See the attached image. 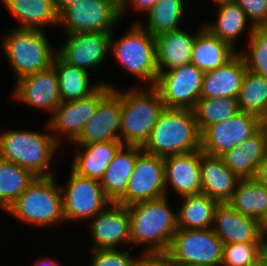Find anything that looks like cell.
I'll return each instance as SVG.
<instances>
[{"label": "cell", "instance_id": "cell-15", "mask_svg": "<svg viewBox=\"0 0 267 266\" xmlns=\"http://www.w3.org/2000/svg\"><path fill=\"white\" fill-rule=\"evenodd\" d=\"M110 32L66 33L57 54L68 64L87 70L102 65L110 50Z\"/></svg>", "mask_w": 267, "mask_h": 266}, {"label": "cell", "instance_id": "cell-51", "mask_svg": "<svg viewBox=\"0 0 267 266\" xmlns=\"http://www.w3.org/2000/svg\"><path fill=\"white\" fill-rule=\"evenodd\" d=\"M171 266H191V265H185L178 262L171 261Z\"/></svg>", "mask_w": 267, "mask_h": 266}, {"label": "cell", "instance_id": "cell-23", "mask_svg": "<svg viewBox=\"0 0 267 266\" xmlns=\"http://www.w3.org/2000/svg\"><path fill=\"white\" fill-rule=\"evenodd\" d=\"M196 34H188L182 29L165 32L155 36L156 62L159 72L191 63V54Z\"/></svg>", "mask_w": 267, "mask_h": 266}, {"label": "cell", "instance_id": "cell-7", "mask_svg": "<svg viewBox=\"0 0 267 266\" xmlns=\"http://www.w3.org/2000/svg\"><path fill=\"white\" fill-rule=\"evenodd\" d=\"M128 32L118 40L110 35V49L113 55L130 74H134L140 81H147L149 86H155L158 78L156 62L155 37L134 22ZM142 79V80H141Z\"/></svg>", "mask_w": 267, "mask_h": 266}, {"label": "cell", "instance_id": "cell-29", "mask_svg": "<svg viewBox=\"0 0 267 266\" xmlns=\"http://www.w3.org/2000/svg\"><path fill=\"white\" fill-rule=\"evenodd\" d=\"M52 66L58 77L61 102L88 97L102 85L100 82L91 86L87 70L68 64L58 54Z\"/></svg>", "mask_w": 267, "mask_h": 266}, {"label": "cell", "instance_id": "cell-26", "mask_svg": "<svg viewBox=\"0 0 267 266\" xmlns=\"http://www.w3.org/2000/svg\"><path fill=\"white\" fill-rule=\"evenodd\" d=\"M74 156L71 169L78 175L101 180L117 151L123 146L120 140L96 142L85 145Z\"/></svg>", "mask_w": 267, "mask_h": 266}, {"label": "cell", "instance_id": "cell-47", "mask_svg": "<svg viewBox=\"0 0 267 266\" xmlns=\"http://www.w3.org/2000/svg\"><path fill=\"white\" fill-rule=\"evenodd\" d=\"M260 228L263 233V235L267 238V213L263 217V219L260 221Z\"/></svg>", "mask_w": 267, "mask_h": 266}, {"label": "cell", "instance_id": "cell-50", "mask_svg": "<svg viewBox=\"0 0 267 266\" xmlns=\"http://www.w3.org/2000/svg\"><path fill=\"white\" fill-rule=\"evenodd\" d=\"M259 264L261 266H267V253L260 259Z\"/></svg>", "mask_w": 267, "mask_h": 266}, {"label": "cell", "instance_id": "cell-1", "mask_svg": "<svg viewBox=\"0 0 267 266\" xmlns=\"http://www.w3.org/2000/svg\"><path fill=\"white\" fill-rule=\"evenodd\" d=\"M142 149L161 157L200 150L201 133L193 110L165 108Z\"/></svg>", "mask_w": 267, "mask_h": 266}, {"label": "cell", "instance_id": "cell-14", "mask_svg": "<svg viewBox=\"0 0 267 266\" xmlns=\"http://www.w3.org/2000/svg\"><path fill=\"white\" fill-rule=\"evenodd\" d=\"M113 86L103 83L90 96L75 101L61 102L52 113L48 129L68 135L74 142L84 129L85 124L95 115L99 101L111 90Z\"/></svg>", "mask_w": 267, "mask_h": 266}, {"label": "cell", "instance_id": "cell-39", "mask_svg": "<svg viewBox=\"0 0 267 266\" xmlns=\"http://www.w3.org/2000/svg\"><path fill=\"white\" fill-rule=\"evenodd\" d=\"M93 259L90 266H134L135 257L128 251L118 249H92Z\"/></svg>", "mask_w": 267, "mask_h": 266}, {"label": "cell", "instance_id": "cell-40", "mask_svg": "<svg viewBox=\"0 0 267 266\" xmlns=\"http://www.w3.org/2000/svg\"><path fill=\"white\" fill-rule=\"evenodd\" d=\"M254 27H267V0H236Z\"/></svg>", "mask_w": 267, "mask_h": 266}, {"label": "cell", "instance_id": "cell-31", "mask_svg": "<svg viewBox=\"0 0 267 266\" xmlns=\"http://www.w3.org/2000/svg\"><path fill=\"white\" fill-rule=\"evenodd\" d=\"M183 202L177 213L178 228L208 229L212 228L216 207L219 203L203 193L181 197Z\"/></svg>", "mask_w": 267, "mask_h": 266}, {"label": "cell", "instance_id": "cell-2", "mask_svg": "<svg viewBox=\"0 0 267 266\" xmlns=\"http://www.w3.org/2000/svg\"><path fill=\"white\" fill-rule=\"evenodd\" d=\"M167 196L128 206L131 243H146L144 252H163L169 249L178 229L177 213L168 205Z\"/></svg>", "mask_w": 267, "mask_h": 266}, {"label": "cell", "instance_id": "cell-42", "mask_svg": "<svg viewBox=\"0 0 267 266\" xmlns=\"http://www.w3.org/2000/svg\"><path fill=\"white\" fill-rule=\"evenodd\" d=\"M157 1L158 0H126L125 4L120 8L121 18L129 5L137 9L136 11L140 10L141 12L147 13Z\"/></svg>", "mask_w": 267, "mask_h": 266}, {"label": "cell", "instance_id": "cell-18", "mask_svg": "<svg viewBox=\"0 0 267 266\" xmlns=\"http://www.w3.org/2000/svg\"><path fill=\"white\" fill-rule=\"evenodd\" d=\"M14 96L37 109L54 112L61 103L56 71L49 68L26 75L16 81Z\"/></svg>", "mask_w": 267, "mask_h": 266}, {"label": "cell", "instance_id": "cell-28", "mask_svg": "<svg viewBox=\"0 0 267 266\" xmlns=\"http://www.w3.org/2000/svg\"><path fill=\"white\" fill-rule=\"evenodd\" d=\"M2 1L21 24L18 28L43 30L45 25L56 26L59 23V14L53 0Z\"/></svg>", "mask_w": 267, "mask_h": 266}, {"label": "cell", "instance_id": "cell-9", "mask_svg": "<svg viewBox=\"0 0 267 266\" xmlns=\"http://www.w3.org/2000/svg\"><path fill=\"white\" fill-rule=\"evenodd\" d=\"M120 20V8L110 0H81L59 14L58 25L64 26L66 33H111Z\"/></svg>", "mask_w": 267, "mask_h": 266}, {"label": "cell", "instance_id": "cell-36", "mask_svg": "<svg viewBox=\"0 0 267 266\" xmlns=\"http://www.w3.org/2000/svg\"><path fill=\"white\" fill-rule=\"evenodd\" d=\"M192 110L200 133L240 111L238 99L231 97L199 98Z\"/></svg>", "mask_w": 267, "mask_h": 266}, {"label": "cell", "instance_id": "cell-46", "mask_svg": "<svg viewBox=\"0 0 267 266\" xmlns=\"http://www.w3.org/2000/svg\"><path fill=\"white\" fill-rule=\"evenodd\" d=\"M35 266H59V264H57L55 261H53L52 259L50 260H39Z\"/></svg>", "mask_w": 267, "mask_h": 266}, {"label": "cell", "instance_id": "cell-27", "mask_svg": "<svg viewBox=\"0 0 267 266\" xmlns=\"http://www.w3.org/2000/svg\"><path fill=\"white\" fill-rule=\"evenodd\" d=\"M237 53L229 44L212 35L204 27L195 36L191 63L200 71L208 72L225 65Z\"/></svg>", "mask_w": 267, "mask_h": 266}, {"label": "cell", "instance_id": "cell-35", "mask_svg": "<svg viewBox=\"0 0 267 266\" xmlns=\"http://www.w3.org/2000/svg\"><path fill=\"white\" fill-rule=\"evenodd\" d=\"M183 0H158L147 12L148 23L144 26L137 22L143 29L149 31L154 37L165 32L180 29L178 26L184 11Z\"/></svg>", "mask_w": 267, "mask_h": 266}, {"label": "cell", "instance_id": "cell-43", "mask_svg": "<svg viewBox=\"0 0 267 266\" xmlns=\"http://www.w3.org/2000/svg\"><path fill=\"white\" fill-rule=\"evenodd\" d=\"M254 179L267 187V156L262 160V162L258 165Z\"/></svg>", "mask_w": 267, "mask_h": 266}, {"label": "cell", "instance_id": "cell-44", "mask_svg": "<svg viewBox=\"0 0 267 266\" xmlns=\"http://www.w3.org/2000/svg\"><path fill=\"white\" fill-rule=\"evenodd\" d=\"M55 3L56 10L60 14L65 8L70 5L76 4L81 0H53Z\"/></svg>", "mask_w": 267, "mask_h": 266}, {"label": "cell", "instance_id": "cell-25", "mask_svg": "<svg viewBox=\"0 0 267 266\" xmlns=\"http://www.w3.org/2000/svg\"><path fill=\"white\" fill-rule=\"evenodd\" d=\"M142 151L140 146L123 145L108 165L100 183L111 202H116L125 193L137 157Z\"/></svg>", "mask_w": 267, "mask_h": 266}, {"label": "cell", "instance_id": "cell-37", "mask_svg": "<svg viewBox=\"0 0 267 266\" xmlns=\"http://www.w3.org/2000/svg\"><path fill=\"white\" fill-rule=\"evenodd\" d=\"M267 253V242L223 245L221 266H254Z\"/></svg>", "mask_w": 267, "mask_h": 266}, {"label": "cell", "instance_id": "cell-30", "mask_svg": "<svg viewBox=\"0 0 267 266\" xmlns=\"http://www.w3.org/2000/svg\"><path fill=\"white\" fill-rule=\"evenodd\" d=\"M228 204L238 213L260 222L267 213V187L254 178L240 179Z\"/></svg>", "mask_w": 267, "mask_h": 266}, {"label": "cell", "instance_id": "cell-4", "mask_svg": "<svg viewBox=\"0 0 267 266\" xmlns=\"http://www.w3.org/2000/svg\"><path fill=\"white\" fill-rule=\"evenodd\" d=\"M57 136L26 130H8L0 134V158L28 169L36 177H51L47 169L57 148Z\"/></svg>", "mask_w": 267, "mask_h": 266}, {"label": "cell", "instance_id": "cell-20", "mask_svg": "<svg viewBox=\"0 0 267 266\" xmlns=\"http://www.w3.org/2000/svg\"><path fill=\"white\" fill-rule=\"evenodd\" d=\"M201 149L164 157L165 189L171 187L184 197L201 193Z\"/></svg>", "mask_w": 267, "mask_h": 266}, {"label": "cell", "instance_id": "cell-22", "mask_svg": "<svg viewBox=\"0 0 267 266\" xmlns=\"http://www.w3.org/2000/svg\"><path fill=\"white\" fill-rule=\"evenodd\" d=\"M247 68L237 53L225 65L204 72L200 98L231 97L238 99Z\"/></svg>", "mask_w": 267, "mask_h": 266}, {"label": "cell", "instance_id": "cell-45", "mask_svg": "<svg viewBox=\"0 0 267 266\" xmlns=\"http://www.w3.org/2000/svg\"><path fill=\"white\" fill-rule=\"evenodd\" d=\"M260 129L263 131L265 136L266 152H267V117L261 119Z\"/></svg>", "mask_w": 267, "mask_h": 266}, {"label": "cell", "instance_id": "cell-5", "mask_svg": "<svg viewBox=\"0 0 267 266\" xmlns=\"http://www.w3.org/2000/svg\"><path fill=\"white\" fill-rule=\"evenodd\" d=\"M58 187L54 176L36 177L6 212L25 223L44 228L65 221Z\"/></svg>", "mask_w": 267, "mask_h": 266}, {"label": "cell", "instance_id": "cell-13", "mask_svg": "<svg viewBox=\"0 0 267 266\" xmlns=\"http://www.w3.org/2000/svg\"><path fill=\"white\" fill-rule=\"evenodd\" d=\"M70 174L66 190L61 188L66 221L92 219L111 203L99 180L80 176L72 169Z\"/></svg>", "mask_w": 267, "mask_h": 266}, {"label": "cell", "instance_id": "cell-3", "mask_svg": "<svg viewBox=\"0 0 267 266\" xmlns=\"http://www.w3.org/2000/svg\"><path fill=\"white\" fill-rule=\"evenodd\" d=\"M118 92L122 97L120 141L124 146L143 147L165 110V104L154 86Z\"/></svg>", "mask_w": 267, "mask_h": 266}, {"label": "cell", "instance_id": "cell-11", "mask_svg": "<svg viewBox=\"0 0 267 266\" xmlns=\"http://www.w3.org/2000/svg\"><path fill=\"white\" fill-rule=\"evenodd\" d=\"M204 72L192 63L159 72L155 84L166 108L193 109L200 98Z\"/></svg>", "mask_w": 267, "mask_h": 266}, {"label": "cell", "instance_id": "cell-33", "mask_svg": "<svg viewBox=\"0 0 267 266\" xmlns=\"http://www.w3.org/2000/svg\"><path fill=\"white\" fill-rule=\"evenodd\" d=\"M218 12V21L206 23L204 27L234 49L236 38L244 33L248 18L237 3L222 4L218 6Z\"/></svg>", "mask_w": 267, "mask_h": 266}, {"label": "cell", "instance_id": "cell-32", "mask_svg": "<svg viewBox=\"0 0 267 266\" xmlns=\"http://www.w3.org/2000/svg\"><path fill=\"white\" fill-rule=\"evenodd\" d=\"M35 178L28 169L0 158V208L7 211Z\"/></svg>", "mask_w": 267, "mask_h": 266}, {"label": "cell", "instance_id": "cell-19", "mask_svg": "<svg viewBox=\"0 0 267 266\" xmlns=\"http://www.w3.org/2000/svg\"><path fill=\"white\" fill-rule=\"evenodd\" d=\"M223 245L230 243L267 242L260 222L238 213L228 203L219 204L211 228Z\"/></svg>", "mask_w": 267, "mask_h": 266}, {"label": "cell", "instance_id": "cell-16", "mask_svg": "<svg viewBox=\"0 0 267 266\" xmlns=\"http://www.w3.org/2000/svg\"><path fill=\"white\" fill-rule=\"evenodd\" d=\"M122 97L117 89H111L98 103L95 115L85 124L75 145L120 140Z\"/></svg>", "mask_w": 267, "mask_h": 266}, {"label": "cell", "instance_id": "cell-49", "mask_svg": "<svg viewBox=\"0 0 267 266\" xmlns=\"http://www.w3.org/2000/svg\"><path fill=\"white\" fill-rule=\"evenodd\" d=\"M110 1L113 2L118 8H121L126 2V0H110Z\"/></svg>", "mask_w": 267, "mask_h": 266}, {"label": "cell", "instance_id": "cell-41", "mask_svg": "<svg viewBox=\"0 0 267 266\" xmlns=\"http://www.w3.org/2000/svg\"><path fill=\"white\" fill-rule=\"evenodd\" d=\"M135 258L134 266H171V258L167 251L144 252Z\"/></svg>", "mask_w": 267, "mask_h": 266}, {"label": "cell", "instance_id": "cell-12", "mask_svg": "<svg viewBox=\"0 0 267 266\" xmlns=\"http://www.w3.org/2000/svg\"><path fill=\"white\" fill-rule=\"evenodd\" d=\"M261 118L239 111L232 117L212 124L201 133V151L221 156L232 150L260 129Z\"/></svg>", "mask_w": 267, "mask_h": 266}, {"label": "cell", "instance_id": "cell-38", "mask_svg": "<svg viewBox=\"0 0 267 266\" xmlns=\"http://www.w3.org/2000/svg\"><path fill=\"white\" fill-rule=\"evenodd\" d=\"M249 49L239 53L248 71L267 78V27L251 26Z\"/></svg>", "mask_w": 267, "mask_h": 266}, {"label": "cell", "instance_id": "cell-6", "mask_svg": "<svg viewBox=\"0 0 267 266\" xmlns=\"http://www.w3.org/2000/svg\"><path fill=\"white\" fill-rule=\"evenodd\" d=\"M2 40L3 50L17 80L49 68L57 54V51L52 52L45 32L40 29L17 27Z\"/></svg>", "mask_w": 267, "mask_h": 266}, {"label": "cell", "instance_id": "cell-34", "mask_svg": "<svg viewBox=\"0 0 267 266\" xmlns=\"http://www.w3.org/2000/svg\"><path fill=\"white\" fill-rule=\"evenodd\" d=\"M240 111L267 117V78L247 70L238 96Z\"/></svg>", "mask_w": 267, "mask_h": 266}, {"label": "cell", "instance_id": "cell-10", "mask_svg": "<svg viewBox=\"0 0 267 266\" xmlns=\"http://www.w3.org/2000/svg\"><path fill=\"white\" fill-rule=\"evenodd\" d=\"M165 196L164 157L142 151L137 157L125 193L116 202L128 207Z\"/></svg>", "mask_w": 267, "mask_h": 266}, {"label": "cell", "instance_id": "cell-24", "mask_svg": "<svg viewBox=\"0 0 267 266\" xmlns=\"http://www.w3.org/2000/svg\"><path fill=\"white\" fill-rule=\"evenodd\" d=\"M267 156L265 136L259 129L232 150L220 157L224 164L240 179L254 178L258 165Z\"/></svg>", "mask_w": 267, "mask_h": 266}, {"label": "cell", "instance_id": "cell-8", "mask_svg": "<svg viewBox=\"0 0 267 266\" xmlns=\"http://www.w3.org/2000/svg\"><path fill=\"white\" fill-rule=\"evenodd\" d=\"M171 261L191 266H221L223 242L211 229L178 228L167 250Z\"/></svg>", "mask_w": 267, "mask_h": 266}, {"label": "cell", "instance_id": "cell-21", "mask_svg": "<svg viewBox=\"0 0 267 266\" xmlns=\"http://www.w3.org/2000/svg\"><path fill=\"white\" fill-rule=\"evenodd\" d=\"M200 173L201 193L219 204L228 203L240 178L224 164L221 157L201 151Z\"/></svg>", "mask_w": 267, "mask_h": 266}, {"label": "cell", "instance_id": "cell-48", "mask_svg": "<svg viewBox=\"0 0 267 266\" xmlns=\"http://www.w3.org/2000/svg\"><path fill=\"white\" fill-rule=\"evenodd\" d=\"M213 2L218 7V6L222 5V4L235 3L236 0H213Z\"/></svg>", "mask_w": 267, "mask_h": 266}, {"label": "cell", "instance_id": "cell-17", "mask_svg": "<svg viewBox=\"0 0 267 266\" xmlns=\"http://www.w3.org/2000/svg\"><path fill=\"white\" fill-rule=\"evenodd\" d=\"M111 207L100 211L93 219L92 249H116L117 245L131 242V225L128 207L111 202Z\"/></svg>", "mask_w": 267, "mask_h": 266}]
</instances>
